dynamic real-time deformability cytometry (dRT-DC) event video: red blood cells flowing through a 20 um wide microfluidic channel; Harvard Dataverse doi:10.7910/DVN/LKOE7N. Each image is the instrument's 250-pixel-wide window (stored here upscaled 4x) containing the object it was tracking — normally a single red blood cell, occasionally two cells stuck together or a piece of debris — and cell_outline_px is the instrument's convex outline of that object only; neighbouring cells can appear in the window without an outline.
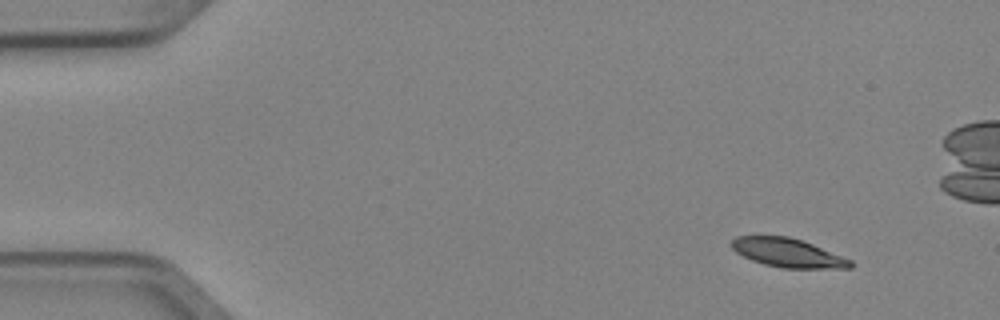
{"species": "Egyptian fruit bat (a non-hibernating species)", "species_latin": "Rousettus aegyptiacus", "temperature_condition": "cold", "stored_images_in_passage": 6, "camera_frame_rate_fps": 3000, "um_per_image_px": 0.085, "animal": {"sex": "female"}, "frame": {"image": 1, "passage_image": 1, "time_ms": 0.0, "image_size_px": [1000, 320], "cell_outline_px": [[852, 268], [784, 268], [764, 264], [752, 260], [736, 252], [732, 248], [732, 240], [736, 236], [788, 236], [804, 240], [852, 260]], "centroid_in_image_um": [66.98, 21.48], "position_along_channel_um": 18.0, "area_um2": 19.88}}
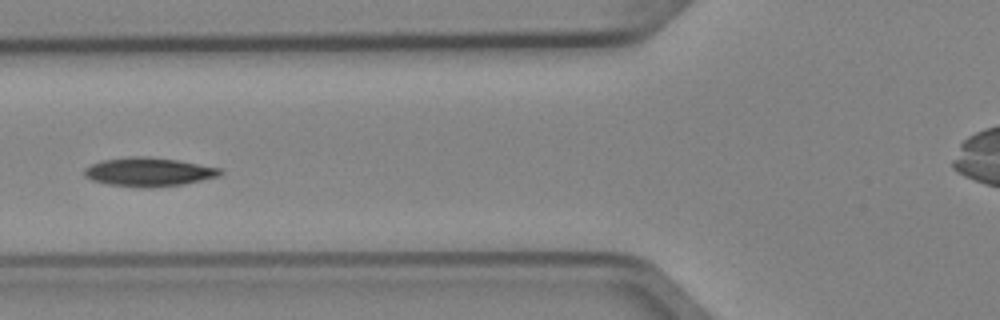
{"frame": {"image": 2, "passage_image": 5, "time_ms": 1.333, "image_size_px": [1000, 320], "cell_outline_px": [[224, 172], [220, 176], [184, 184], [148, 188], [140, 188], [108, 184], [92, 180], [84, 176], [84, 168], [100, 160], [128, 156], [148, 156], [176, 160], [220, 168]], "centroid_in_image_um": [12.62, 14.61], "position_along_channel_um": 113.2, "area_um2": 22.95}}
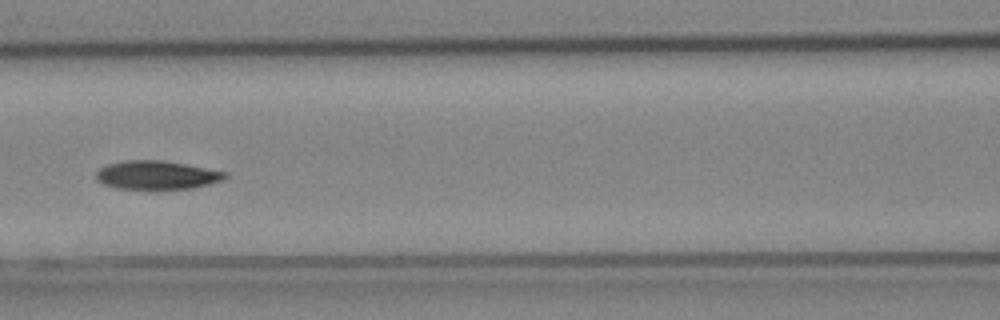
{"frame": {"image": 3, "passage_image": 6, "time_ms": 1.667, "image_size_px": [1000, 320], "cell_outline_px": [[228, 176], [220, 180], [208, 184], [192, 188], [152, 192], [116, 188], [104, 184], [96, 180], [96, 172], [100, 168], [108, 164], [128, 160], [164, 160], [228, 172]], "centroid_in_image_um": [13.3, 14.92], "position_along_channel_um": 153.3, "area_um2": 22.25}}